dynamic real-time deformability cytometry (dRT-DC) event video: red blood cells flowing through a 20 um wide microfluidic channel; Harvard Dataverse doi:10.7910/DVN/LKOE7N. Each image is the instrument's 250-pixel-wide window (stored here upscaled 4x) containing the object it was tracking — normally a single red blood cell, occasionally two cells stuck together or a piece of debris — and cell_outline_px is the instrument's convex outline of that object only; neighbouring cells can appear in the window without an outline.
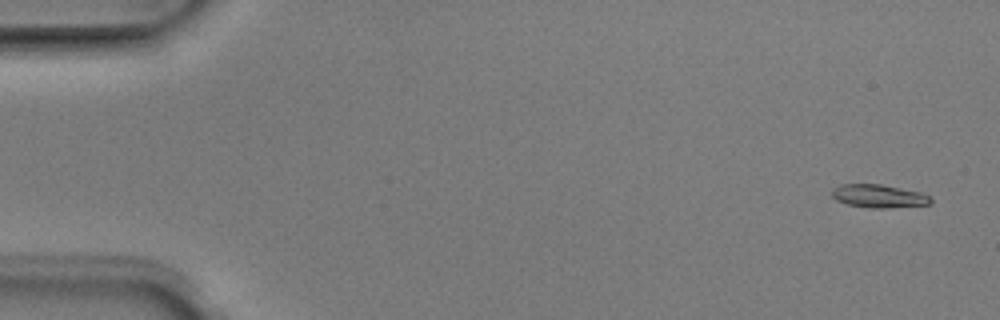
{"species": "Egyptian fruit bat (a non-hibernating species)", "species_latin": "Rousettus aegyptiacus", "temperature_condition": "room temperature", "stored_images_in_passage": 8, "camera_frame_rate_fps": 3000, "um_per_image_px": 0.085, "animal": {"sex": "male"}, "frame": {"image": 1, "passage_image": 1, "time_ms": 0.0, "image_size_px": [1000, 320], "cell_outline_px": [[932, 204], [884, 208], [872, 208], [848, 204], [836, 200], [832, 196], [832, 188], [840, 184], [880, 184], [920, 192], [928, 196], [932, 200]], "centroid_in_image_um": [74.67, 16.66], "position_along_channel_um": 10.3, "area_um2": 13.24}}
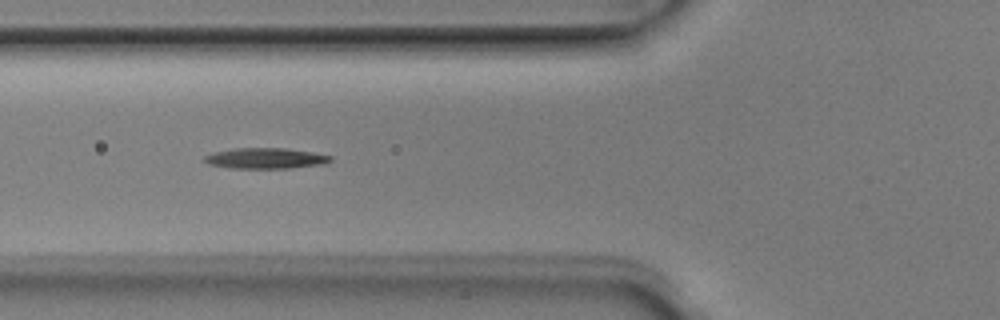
{"frame": {"image": 2, "passage_image": 6, "time_ms": 1.667, "image_size_px": [1000, 320], "cell_outline_px": [[332, 160], [328, 164], [288, 168], [228, 168], [208, 164], [200, 160], [204, 156], [212, 152], [232, 148], [284, 148], [312, 152], [332, 156]], "centroid_in_image_um": [22.53, 13.46], "position_along_channel_um": 103.3, "area_um2": 15.49}}
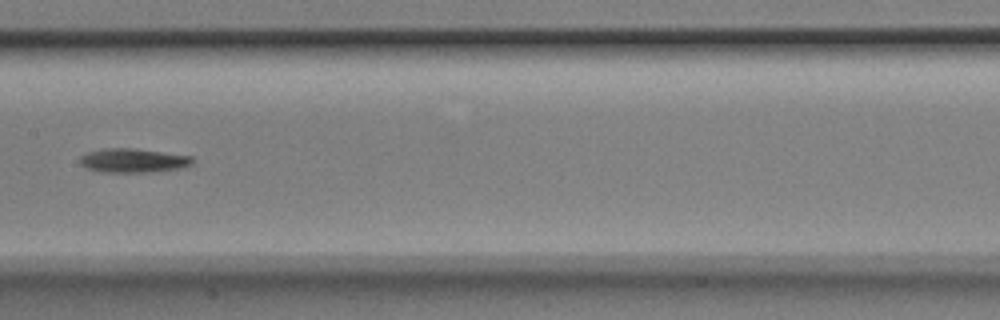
{"frame": {"image": 3, "passage_image": 8, "time_ms": 2.333, "image_size_px": [1000, 320], "cell_outline_px": [[192, 164], [180, 168], [152, 172], [100, 172], [84, 168], [80, 164], [80, 156], [88, 152], [104, 148], [136, 148], [192, 156]], "centroid_in_image_um": [11.28, 13.64], "position_along_channel_um": 196.1, "area_um2": 15.9}}